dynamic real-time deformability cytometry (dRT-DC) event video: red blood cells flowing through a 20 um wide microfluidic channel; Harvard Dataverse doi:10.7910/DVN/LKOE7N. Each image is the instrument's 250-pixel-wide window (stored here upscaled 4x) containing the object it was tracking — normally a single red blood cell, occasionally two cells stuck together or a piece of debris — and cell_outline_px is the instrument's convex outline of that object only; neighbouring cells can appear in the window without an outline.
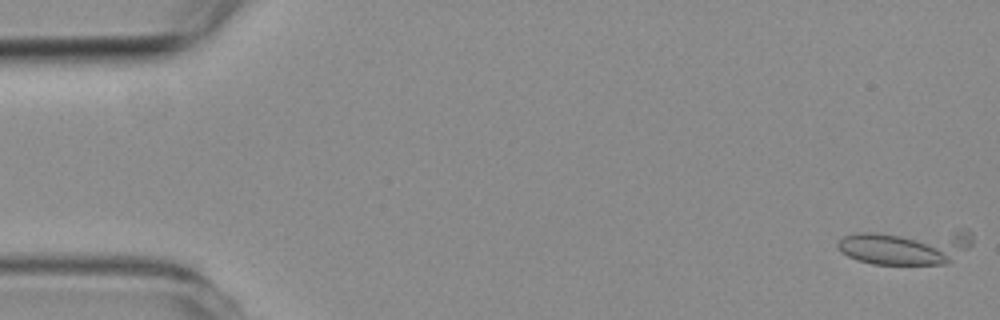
{"species": "common noctule bat (a hibernating species)", "species_latin": "Nyctalus noctula", "temperature_condition": "room temperature", "stored_images_in_passage": 4, "camera_frame_rate_fps": 3000, "um_per_image_px": 0.085, "animal": {"sex": "female", "body_mass_g": 19.3, "forearm_length_mm": 54.1}, "frame": {"image": 1, "passage_image": 1, "time_ms": 0.0, "image_size_px": [1000, 320], "cell_outline_px": [[972, 244], [968, 248], [948, 264], [872, 264], [856, 260], [840, 252], [836, 244], [844, 236], [860, 232], [960, 228], [968, 228], [972, 232]], "centroid_in_image_um": [77.09, 20.92], "position_along_channel_um": 7.9, "area_um2": 29.19}}